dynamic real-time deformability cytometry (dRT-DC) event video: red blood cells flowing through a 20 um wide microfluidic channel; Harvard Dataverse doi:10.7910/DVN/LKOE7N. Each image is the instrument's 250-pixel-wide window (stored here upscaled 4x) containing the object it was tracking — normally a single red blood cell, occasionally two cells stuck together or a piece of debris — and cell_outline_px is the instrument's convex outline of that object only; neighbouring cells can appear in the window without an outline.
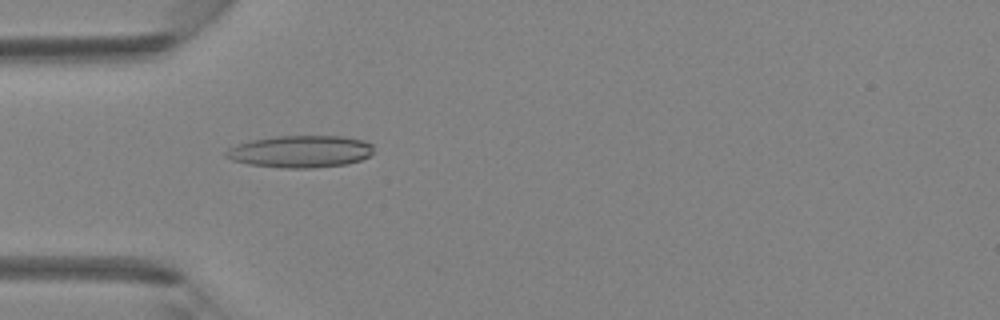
{"species": "Egyptian fruit bat (a non-hibernating species)", "species_latin": "Rousettus aegyptiacus", "temperature_condition": "room temperature", "stored_images_in_passage": 43, "camera_frame_rate_fps": 3000, "um_per_image_px": 0.085, "animal": {"sex": "female"}, "frame": {"image": 1, "passage_image": 13, "time_ms": 4.0, "image_size_px": [1000, 320], "cell_outline_px": [[372, 152], [368, 156], [360, 160], [348, 164], [312, 168], [288, 168], [248, 164], [232, 160], [224, 156], [224, 152], [228, 148], [252, 140], [276, 136], [344, 136], [364, 140], [372, 144]], "centroid_in_image_um": [25.55, 12.88], "position_along_channel_um": 59.5, "area_um2": 27.57}}
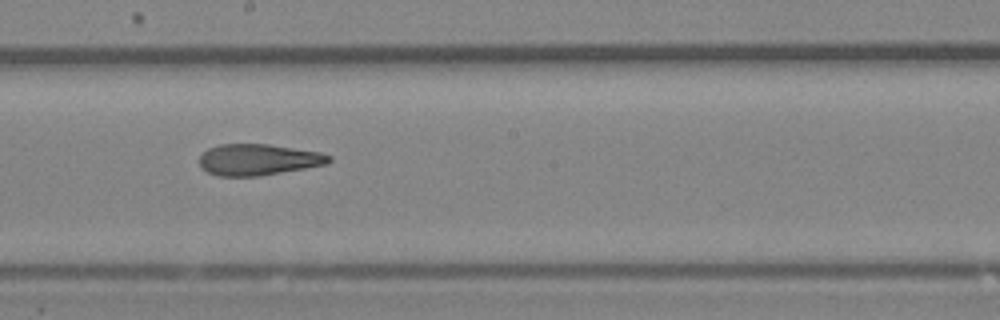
{"frame": {"image": 2, "passage_image": 24, "time_ms": 7.667, "image_size_px": [1000, 320], "cell_outline_px": [[332, 160], [328, 164], [260, 176], [216, 176], [200, 168], [200, 156], [208, 148], [220, 144], [268, 144], [320, 152], [332, 156]], "centroid_in_image_um": [21.95, 13.57], "position_along_channel_um": 226.2, "area_um2": 23.7}}
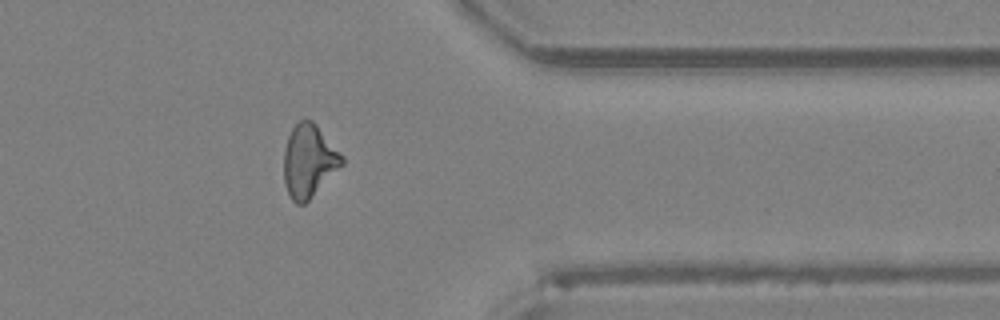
{"frame": {"image": 3, "passage_image": 35, "time_ms": 11.333, "image_size_px": [1000, 320], "cell_outline_px": [[344, 164], [304, 204], [296, 204], [292, 200], [284, 184], [284, 148], [288, 136], [292, 128], [300, 120], [312, 120], [316, 124], [344, 156]], "centroid_in_image_um": [26.26, 13.67], "position_along_channel_um": 385.1, "area_um2": 24.57}}